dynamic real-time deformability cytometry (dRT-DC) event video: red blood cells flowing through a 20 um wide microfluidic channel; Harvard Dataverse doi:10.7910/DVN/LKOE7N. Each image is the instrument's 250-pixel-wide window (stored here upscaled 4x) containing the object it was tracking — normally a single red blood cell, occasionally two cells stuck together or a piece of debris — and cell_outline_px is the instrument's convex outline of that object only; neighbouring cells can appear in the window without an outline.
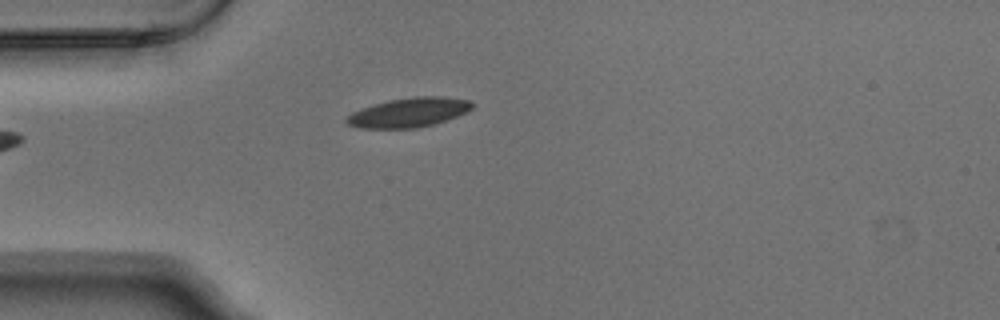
{"species": "Egyptian fruit bat (a non-hibernating species)", "species_latin": "Rousettus aegyptiacus", "temperature_condition": "warm", "stored_images_in_passage": 5, "camera_frame_rate_fps": 3000, "um_per_image_px": 0.085, "animal": {"sex": "male"}, "frame": {"image": 1, "passage_image": 5, "time_ms": 1.333, "image_size_px": [1000, 320], "cell_outline_px": [[472, 108], [456, 116], [432, 124], [416, 128], [360, 128], [348, 124], [344, 120], [352, 112], [388, 100], [412, 96], [444, 96], [472, 100]], "centroid_in_image_um": [34.75, 9.54], "position_along_channel_um": 50.2, "area_um2": 21.27}}